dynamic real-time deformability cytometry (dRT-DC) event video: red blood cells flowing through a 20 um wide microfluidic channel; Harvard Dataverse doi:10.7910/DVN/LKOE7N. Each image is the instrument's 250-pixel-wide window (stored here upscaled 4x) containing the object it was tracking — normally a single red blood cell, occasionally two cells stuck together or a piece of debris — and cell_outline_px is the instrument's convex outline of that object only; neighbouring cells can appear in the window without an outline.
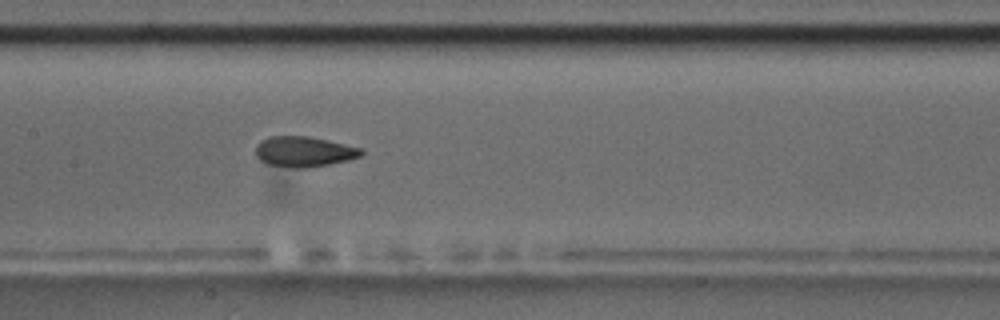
{"species": "common noctule bat (a hibernating species)", "species_latin": "Nyctalus noctula", "temperature_condition": "room temperature", "stored_images_in_passage": 9, "camera_frame_rate_fps": 3000, "um_per_image_px": 0.085, "animal": {"sex": "male", "body_mass_g": 17.5, "forearm_length_mm": 52.3}, "frame": {"image": 1, "passage_image": 9, "time_ms": 9.0, "image_size_px": [1000, 320], "cell_outline_px": [[364, 152], [360, 156], [348, 160], [328, 164], [304, 168], [300, 168], [268, 164], [260, 160], [256, 156], [256, 144], [260, 140], [268, 136], [308, 136], [328, 140], [364, 148]], "centroid_in_image_um": [25.84, 12.87], "position_along_channel_um": 181.6, "area_um2": 18.73}}